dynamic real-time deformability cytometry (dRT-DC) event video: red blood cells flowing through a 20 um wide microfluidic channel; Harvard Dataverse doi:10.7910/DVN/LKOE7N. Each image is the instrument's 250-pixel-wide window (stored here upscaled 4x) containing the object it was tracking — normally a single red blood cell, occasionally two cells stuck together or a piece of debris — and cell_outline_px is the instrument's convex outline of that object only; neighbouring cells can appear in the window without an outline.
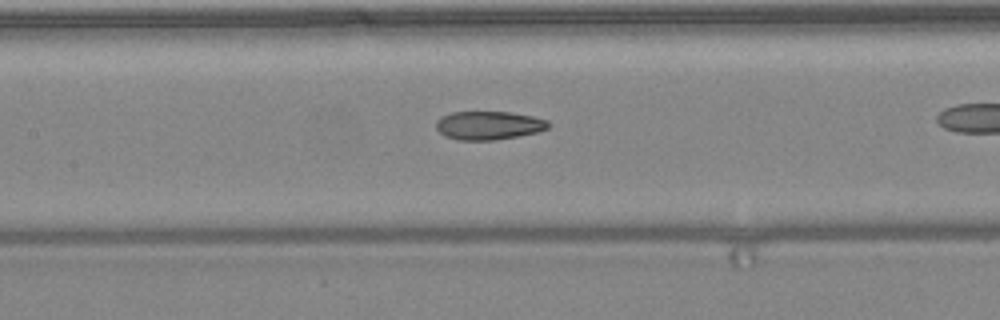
{"species": "common noctule bat (a hibernating species)", "species_latin": "Nyctalus noctula", "temperature_condition": "warm", "stored_images_in_passage": 24, "camera_frame_rate_fps": 3000, "um_per_image_px": 0.085, "animal": {"sex": "female", "body_mass_g": 24.6, "forearm_length_mm": 56.2}, "frame": {"image": 1, "passage_image": 8, "time_ms": 2.333, "image_size_px": [1000, 320], "cell_outline_px": [[548, 128], [540, 132], [496, 140], [460, 140], [444, 136], [436, 128], [436, 120], [440, 116], [452, 112], [508, 112], [532, 116], [548, 120]], "centroid_in_image_um": [41.52, 10.66], "position_along_channel_um": 165.9, "area_um2": 18.73}}
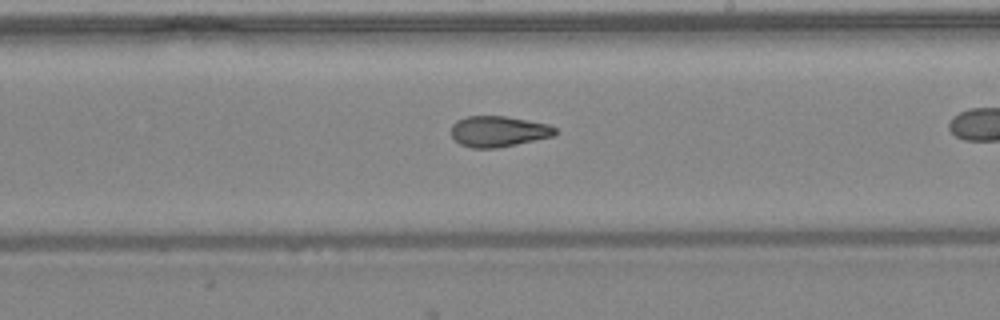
{"frame": {"image": 2, "passage_image": 14, "time_ms": 4.333, "image_size_px": [1000, 320], "cell_outline_px": [[556, 132], [552, 136], [516, 144], [496, 148], [472, 148], [460, 144], [452, 136], [452, 124], [456, 120], [468, 116], [504, 116], [528, 120], [548, 124], [556, 128]], "centroid_in_image_um": [42.34, 11.16], "position_along_channel_um": 246.7, "area_um2": 18.5}}
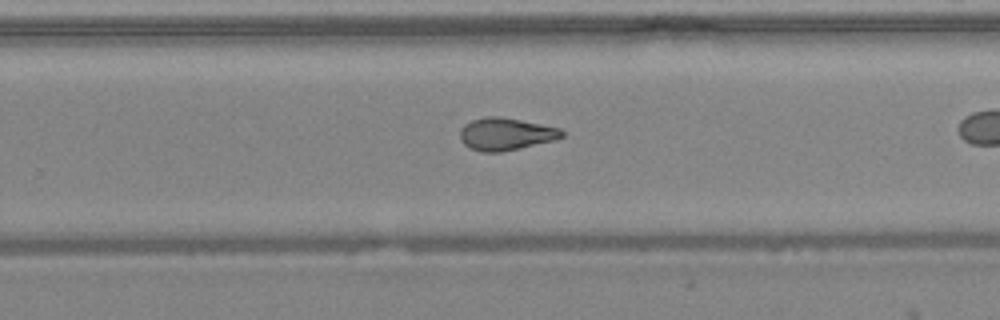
{"frame": {"image": 3, "passage_image": 17, "time_ms": 5.333, "image_size_px": [1000, 320], "cell_outline_px": [[564, 136], [556, 140], [520, 148], [500, 152], [480, 152], [468, 148], [460, 140], [460, 128], [464, 124], [472, 120], [484, 116], [500, 116], [560, 128], [564, 132]], "centroid_in_image_um": [42.96, 11.4], "position_along_channel_um": 286.8, "area_um2": 19.42}}